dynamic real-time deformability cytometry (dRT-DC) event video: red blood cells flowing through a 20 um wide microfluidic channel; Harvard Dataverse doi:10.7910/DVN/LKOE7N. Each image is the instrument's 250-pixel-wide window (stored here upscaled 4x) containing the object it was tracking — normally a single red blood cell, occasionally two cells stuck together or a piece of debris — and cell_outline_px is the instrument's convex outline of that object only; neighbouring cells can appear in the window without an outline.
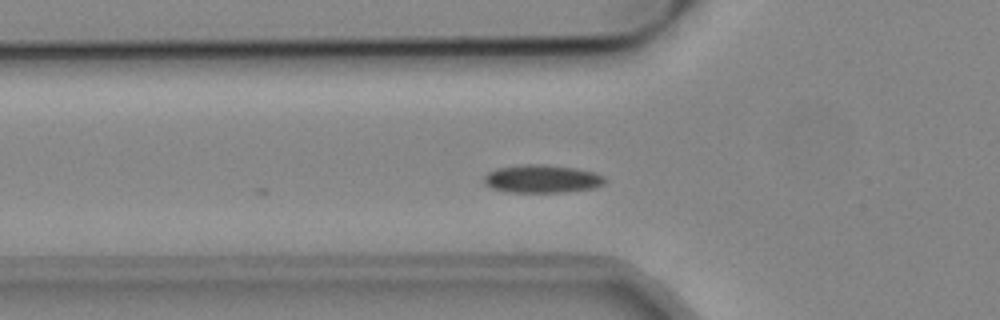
{"species": "common noctule bat (a hibernating species)", "species_latin": "Nyctalus noctula", "temperature_condition": "cold", "stored_images_in_passage": 5, "camera_frame_rate_fps": 3000, "um_per_image_px": 0.085, "animal": {"sex": "male", "body_mass_g": 19.2, "forearm_length_mm": 51.8}, "frame": {"image": 1, "passage_image": 3, "time_ms": 0.667, "image_size_px": [1000, 320], "cell_outline_px": [[604, 184], [596, 188], [564, 192], [508, 192], [492, 188], [484, 184], [484, 176], [488, 172], [496, 168], [524, 164], [536, 164], [572, 168], [592, 172], [604, 176]], "centroid_in_image_um": [46.04, 15.21], "position_along_channel_um": 79.8, "area_um2": 19.59}}